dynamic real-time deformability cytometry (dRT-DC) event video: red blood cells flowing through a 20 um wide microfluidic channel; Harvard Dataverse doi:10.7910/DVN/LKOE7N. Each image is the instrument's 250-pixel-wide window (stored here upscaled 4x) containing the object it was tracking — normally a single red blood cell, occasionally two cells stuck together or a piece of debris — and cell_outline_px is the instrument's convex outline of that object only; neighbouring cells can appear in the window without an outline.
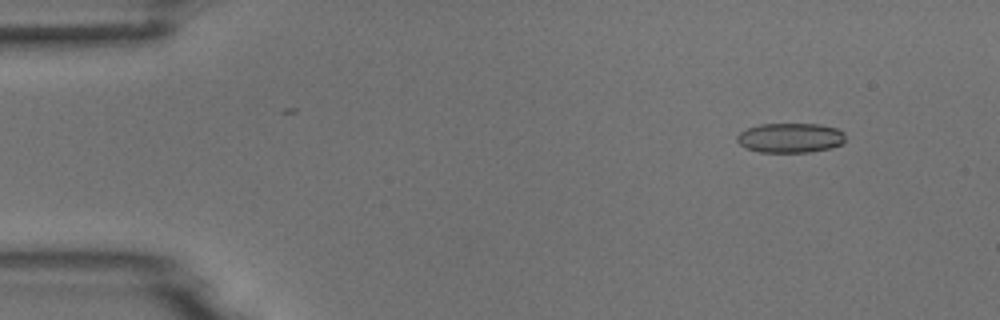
{"species": "common noctule bat (a hibernating species)", "species_latin": "Nyctalus noctula", "temperature_condition": "room temperature", "stored_images_in_passage": 2, "camera_frame_rate_fps": 3000, "um_per_image_px": 0.085, "animal": {"sex": "male", "body_mass_g": 18.8}, "frame": {"image": 1, "passage_image": 2, "time_ms": 0.333, "image_size_px": [1000, 320], "cell_outline_px": [[844, 140], [840, 144], [832, 148], [812, 152], [760, 152], [748, 148], [740, 144], [736, 140], [736, 136], [740, 132], [748, 128], [760, 124], [820, 124], [836, 128], [844, 132]], "centroid_in_image_um": [67.18, 11.71], "position_along_channel_um": 17.8, "area_um2": 18.73}}